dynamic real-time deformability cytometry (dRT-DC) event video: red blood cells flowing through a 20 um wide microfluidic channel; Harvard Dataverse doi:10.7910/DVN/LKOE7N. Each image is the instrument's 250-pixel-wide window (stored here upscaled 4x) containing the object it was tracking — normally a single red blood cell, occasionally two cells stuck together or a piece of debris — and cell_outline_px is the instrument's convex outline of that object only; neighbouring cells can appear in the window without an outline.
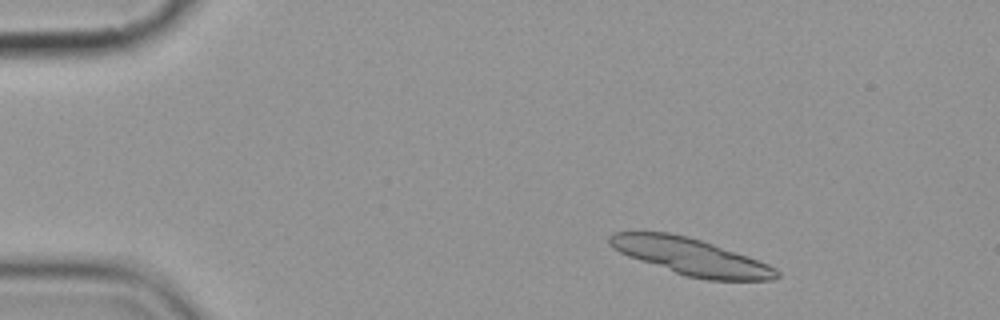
{"species": "common noctule bat (a hibernating species)", "species_latin": "Nyctalus noctula", "temperature_condition": "cold", "stored_images_in_passage": 6, "camera_frame_rate_fps": 3000, "um_per_image_px": 0.085, "animal": {"sex": "female", "body_mass_g": 19.9}, "frame": {"image": 1, "passage_image": 2, "time_ms": 1.333, "image_size_px": [1000, 320], "cell_outline_px": [[780, 276], [772, 280], [708, 280], [688, 276], [628, 256], [612, 248], [608, 244], [608, 236], [612, 232], [668, 232], [688, 236], [712, 244], [768, 264], [776, 268], [780, 272]], "centroid_in_image_um": [58.7, 21.81], "position_along_channel_um": 26.3, "area_um2": 35.26}}